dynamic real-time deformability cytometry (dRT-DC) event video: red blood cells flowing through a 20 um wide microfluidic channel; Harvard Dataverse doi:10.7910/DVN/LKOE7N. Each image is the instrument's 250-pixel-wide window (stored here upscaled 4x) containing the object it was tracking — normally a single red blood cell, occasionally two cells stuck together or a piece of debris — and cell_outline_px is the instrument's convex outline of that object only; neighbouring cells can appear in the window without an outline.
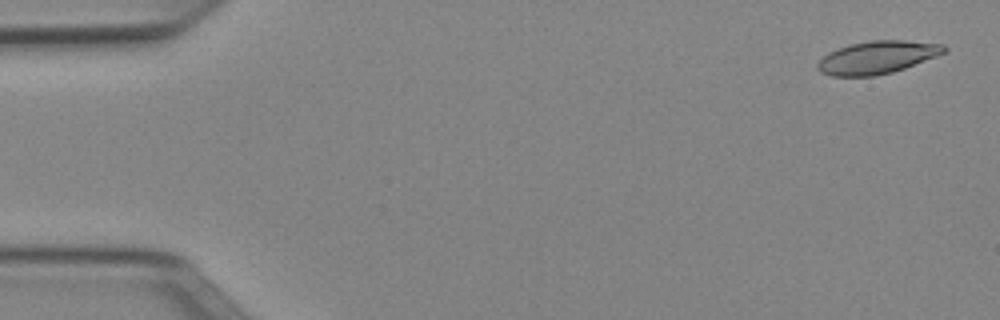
{"species": "Egyptian fruit bat (a non-hibernating species)", "species_latin": "Rousettus aegyptiacus", "temperature_condition": "cold", "stored_images_in_passage": 51, "camera_frame_rate_fps": 3000, "um_per_image_px": 0.085, "animal": {"sex": "female"}, "frame": {"image": 1, "passage_image": 2, "time_ms": 0.333, "image_size_px": [1000, 320], "cell_outline_px": [[948, 48], [944, 52], [936, 56], [904, 68], [892, 72], [876, 76], [832, 76], [820, 72], [816, 68], [816, 64], [828, 52], [852, 44], [872, 40], [904, 40], [944, 44]], "centroid_in_image_um": [74.55, 4.88], "position_along_channel_um": 10.4, "area_um2": 23.99}}
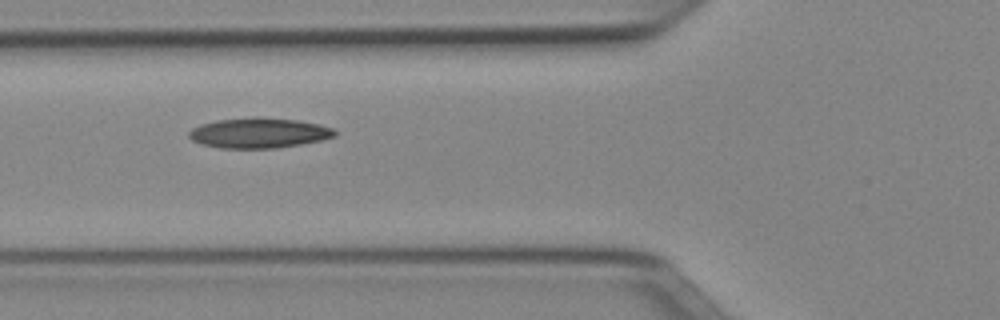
{"frame": {"image": 2, "passage_image": 19, "time_ms": 6.0, "image_size_px": [1000, 320], "cell_outline_px": [[336, 136], [320, 140], [300, 144], [276, 148], [220, 148], [200, 144], [192, 140], [188, 136], [188, 132], [192, 128], [200, 124], [216, 120], [256, 116], [296, 120], [316, 124], [332, 128], [336, 132]], "centroid_in_image_um": [21.95, 11.29], "position_along_channel_um": 103.9, "area_um2": 25.66}}
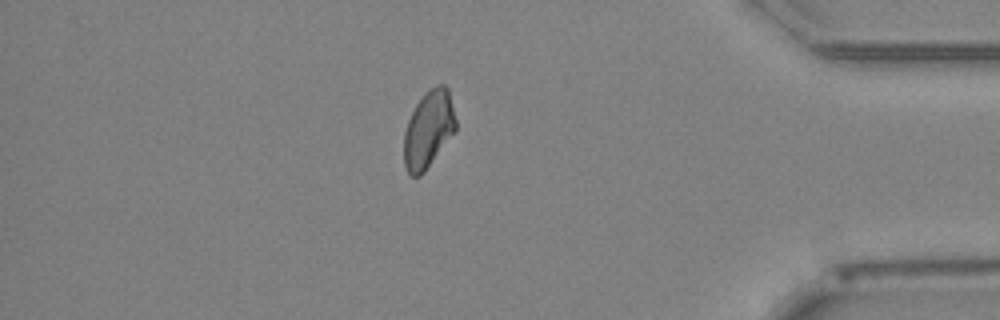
{"frame": {"image": 3, "passage_image": 44, "time_ms": 14.333, "image_size_px": [1000, 320], "cell_outline_px": [[456, 132], [424, 172], [420, 176], [412, 176], [404, 168], [404, 132], [408, 120], [416, 104], [428, 88], [436, 84], [444, 84], [448, 88], [456, 120]], "centroid_in_image_um": [36.43, 10.99], "position_along_channel_um": 398.8, "area_um2": 23.52}}